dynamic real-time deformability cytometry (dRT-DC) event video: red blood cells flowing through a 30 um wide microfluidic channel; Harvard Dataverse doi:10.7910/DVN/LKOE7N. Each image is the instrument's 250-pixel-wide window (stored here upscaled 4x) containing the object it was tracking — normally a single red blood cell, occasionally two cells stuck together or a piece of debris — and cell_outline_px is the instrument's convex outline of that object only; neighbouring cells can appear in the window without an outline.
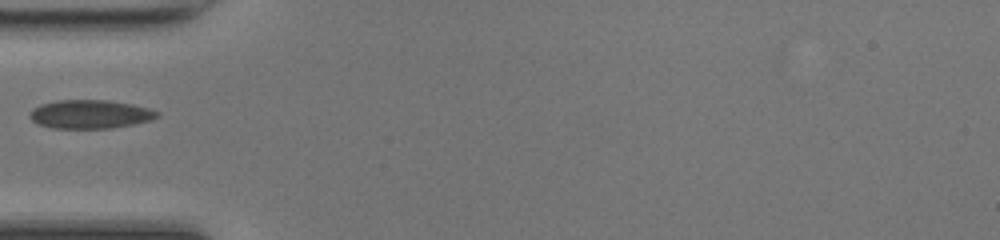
{"species": "common noctule bat (a hibernating species)", "species_latin": "Nyctalus noctula", "temperature_condition": "room temperature", "stored_images_in_passage": 33, "camera_frame_rate_fps": 3000, "um_per_image_px": 0.085, "animal": {"sex": "female", "body_mass_g": 17.0, "forearm_length_mm": 48.0}, "frame": {"image": 1, "passage_image": 1, "time_ms": 0.0, "image_size_px": [1000, 240], "cell_outline_px": [[160, 116], [152, 120], [112, 128], [52, 128], [36, 124], [28, 116], [28, 112], [32, 108], [40, 104], [56, 100], [108, 100], [132, 104], [148, 108], [160, 112]], "centroid_in_image_um": [7.63, 9.7], "position_along_channel_um": 77.4, "area_um2": 21.5}}
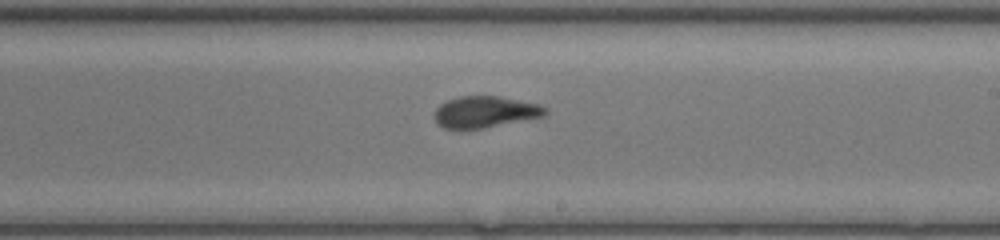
{"frame": {"image": 2, "passage_image": 13, "time_ms": 4.0, "image_size_px": [1000, 240], "cell_outline_px": [[548, 112], [544, 116], [484, 128], [444, 128], [436, 124], [436, 108], [440, 104], [448, 100], [460, 96], [496, 96], [540, 104], [548, 108]], "centroid_in_image_um": [41.26, 9.51], "position_along_channel_um": 247.7, "area_um2": 20.11}}
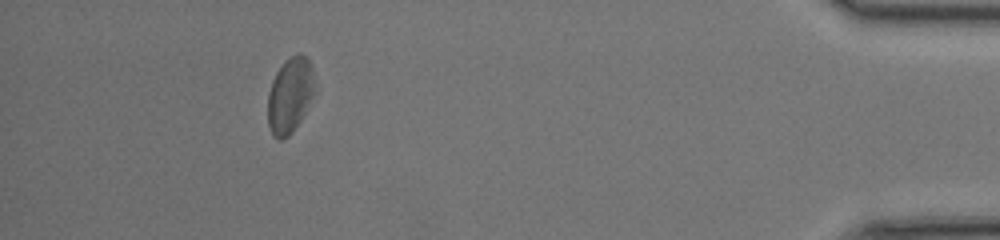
{"frame": {"image": 3, "passage_image": 29, "time_ms": 9.333, "image_size_px": [1000, 240], "cell_outline_px": [[316, 92], [300, 120], [292, 132], [288, 136], [280, 140], [276, 140], [272, 136], [268, 124], [268, 96], [272, 80], [276, 72], [284, 60], [296, 52], [300, 52], [308, 60], [312, 68]], "centroid_in_image_um": [24.65, 8.08], "position_along_channel_um": 410.6, "area_um2": 20.87}}